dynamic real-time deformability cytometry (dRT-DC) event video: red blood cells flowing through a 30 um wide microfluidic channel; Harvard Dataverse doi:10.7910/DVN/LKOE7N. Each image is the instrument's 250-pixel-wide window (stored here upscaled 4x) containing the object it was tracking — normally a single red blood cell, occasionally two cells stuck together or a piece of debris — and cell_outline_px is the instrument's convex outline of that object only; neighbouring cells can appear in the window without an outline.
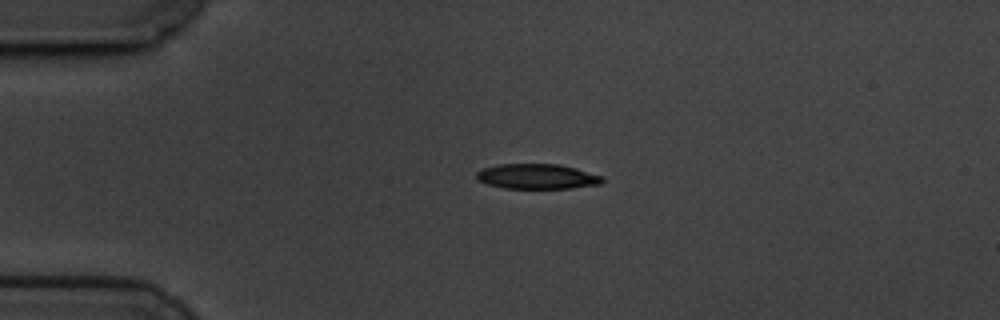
{"species": "common noctule bat (a hibernating species)", "species_latin": "Nyctalus noctula", "temperature_condition": "cold", "stored_images_in_passage": 46, "camera_frame_rate_fps": 3000, "um_per_image_px": 0.085, "animal": {"sex": "male", "body_mass_g": 19.5, "forearm_length_mm": 54.6}, "frame": {"image": 1, "passage_image": 1, "time_ms": 0.0, "image_size_px": [1000, 320], "cell_outline_px": [[604, 180], [600, 184], [572, 188], [504, 188], [488, 184], [476, 180], [476, 172], [484, 168], [500, 164], [556, 164], [576, 168], [604, 176]], "centroid_in_image_um": [45.67, 15.0], "position_along_channel_um": 39.3, "area_um2": 18.38}}
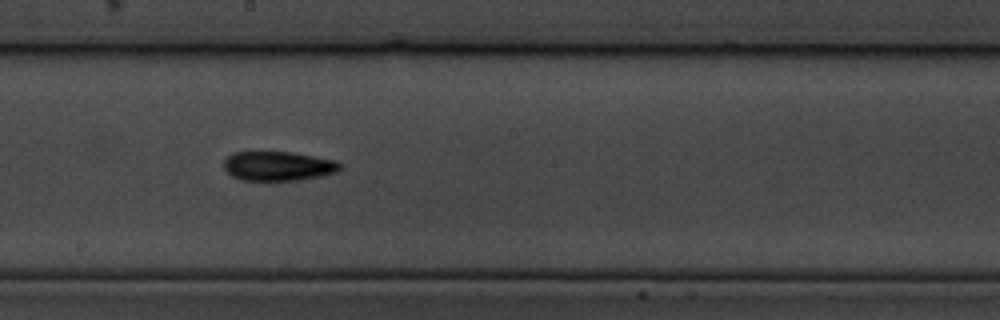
{"frame": {"image": 2, "passage_image": 20, "time_ms": 6.333, "image_size_px": [1000, 320], "cell_outline_px": [[340, 168], [336, 172], [320, 176], [300, 180], [240, 180], [232, 176], [224, 168], [224, 160], [232, 152], [292, 152], [332, 160], [340, 164]], "centroid_in_image_um": [23.59, 14.11], "position_along_channel_um": 224.6, "area_um2": 19.65}}
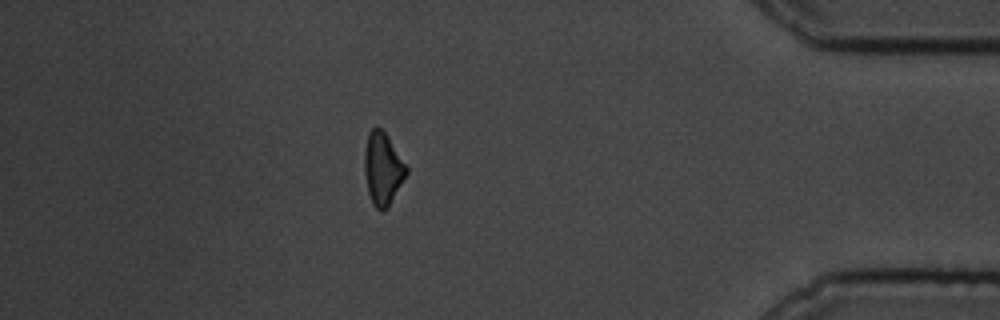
{"frame": {"image": 3, "passage_image": 39, "time_ms": 12.667, "image_size_px": [1000, 320], "cell_outline_px": [[408, 172], [388, 208], [384, 212], [380, 212], [372, 204], [368, 192], [364, 172], [364, 152], [368, 132], [372, 128], [380, 128], [384, 132], [408, 168]], "centroid_in_image_um": [32.51, 14.39], "position_along_channel_um": 402.7, "area_um2": 17.63}, "authors_computed_cell_mechanics": {"area_um2": 19.074, "velocity_mm_per_s": 3.4175, "shape_relaxation_time_tau1_ms": 4.0712, "shape_relaxation_time_tau2_ms": null, "deformation_change_tau1": 0.1407, "deformation_change_tau2": null}}